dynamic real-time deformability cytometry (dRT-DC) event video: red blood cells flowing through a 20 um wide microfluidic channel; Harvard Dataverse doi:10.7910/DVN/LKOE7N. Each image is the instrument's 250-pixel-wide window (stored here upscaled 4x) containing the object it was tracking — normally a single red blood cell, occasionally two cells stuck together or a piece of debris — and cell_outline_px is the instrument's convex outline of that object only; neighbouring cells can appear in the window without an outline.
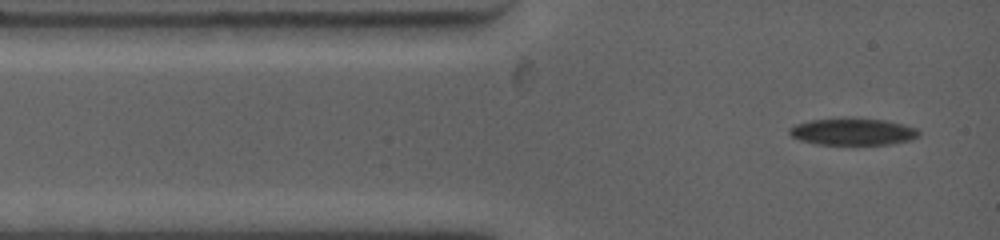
{"species": "common noctule bat (a hibernating species)", "species_latin": "Nyctalus noctula", "temperature_condition": "warm", "stored_images_in_passage": 5, "camera_frame_rate_fps": 4500, "um_per_image_px": 0.085, "animal": {"sex": "female", "body_mass_g": 19.0, "forearm_length_mm": 53.3}, "frame": {"image": 1, "passage_image": 1, "time_ms": 0.0, "image_size_px": [1000, 240], "cell_outline_px": [[920, 136], [912, 140], [888, 144], [816, 144], [800, 140], [792, 136], [788, 132], [788, 128], [796, 124], [808, 120], [884, 120], [916, 128], [920, 132]], "centroid_in_image_um": [72.49, 11.23], "position_along_channel_um": 12.5, "area_um2": 19.59}}
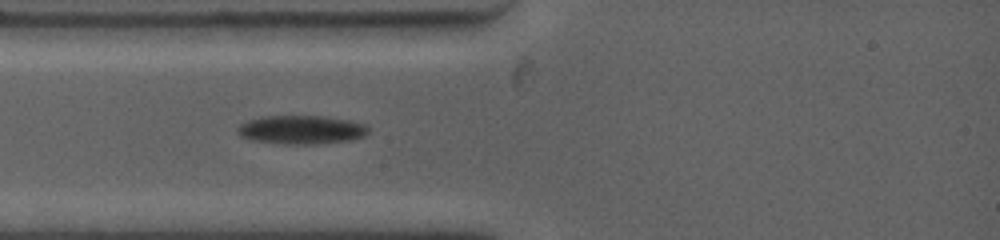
{"frame": {"image": 2, "passage_image": 5, "time_ms": 2.0, "image_size_px": [1000, 240], "cell_outline_px": [[368, 132], [364, 136], [348, 140], [316, 144], [284, 144], [252, 140], [240, 136], [236, 132], [236, 128], [240, 124], [248, 120], [260, 116], [324, 116], [352, 120], [368, 124]], "centroid_in_image_um": [25.61, 11.02], "position_along_channel_um": 59.4, "area_um2": 22.08}}